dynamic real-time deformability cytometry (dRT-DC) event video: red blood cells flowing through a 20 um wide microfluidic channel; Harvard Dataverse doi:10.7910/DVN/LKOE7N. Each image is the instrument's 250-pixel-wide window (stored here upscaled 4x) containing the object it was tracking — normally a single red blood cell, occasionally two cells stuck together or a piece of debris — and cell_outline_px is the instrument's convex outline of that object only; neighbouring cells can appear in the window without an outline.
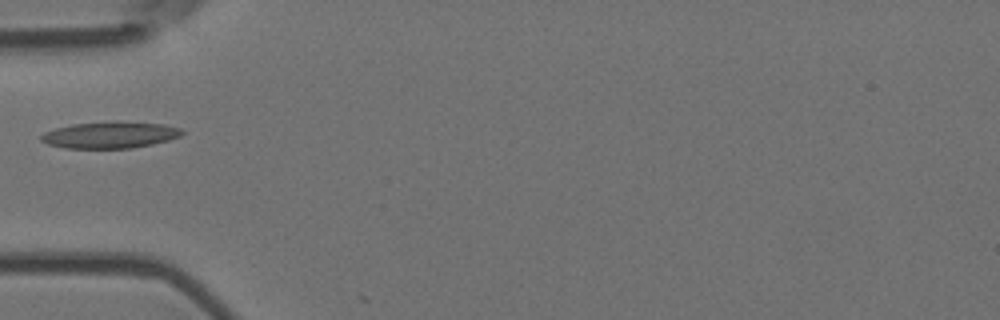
{"species": "Egyptian fruit bat (a non-hibernating species)", "species_latin": "Rousettus aegyptiacus", "temperature_condition": "room temperature", "stored_images_in_passage": 2, "camera_frame_rate_fps": 3000, "um_per_image_px": 0.085, "animal": {"sex": "female"}, "frame": {"image": 1, "passage_image": 1, "time_ms": 0.0, "image_size_px": [1000, 320], "cell_outline_px": [[184, 132], [180, 136], [168, 140], [152, 144], [132, 148], [64, 148], [48, 144], [40, 140], [40, 136], [44, 132], [56, 128], [72, 124], [116, 120], [164, 124], [180, 128]], "centroid_in_image_um": [9.35, 11.45], "position_along_channel_um": 75.6, "area_um2": 22.02}}